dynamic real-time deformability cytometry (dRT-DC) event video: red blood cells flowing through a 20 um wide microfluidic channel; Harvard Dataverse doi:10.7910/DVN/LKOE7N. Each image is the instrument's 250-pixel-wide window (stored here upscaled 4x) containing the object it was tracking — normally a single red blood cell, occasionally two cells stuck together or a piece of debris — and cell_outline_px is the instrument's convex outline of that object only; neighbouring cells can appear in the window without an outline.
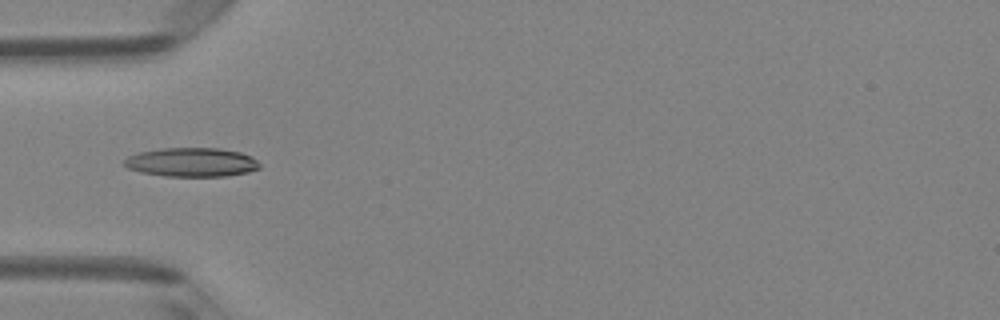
{"species": "Egyptian fruit bat (a non-hibernating species)", "species_latin": "Rousettus aegyptiacus", "temperature_condition": "room temperature", "stored_images_in_passage": 34, "camera_frame_rate_fps": 3000, "um_per_image_px": 0.085, "animal": {"sex": "female"}, "frame": {"image": 1, "passage_image": 1, "time_ms": 0.0, "image_size_px": [1000, 320], "cell_outline_px": [[260, 168], [248, 172], [228, 176], [164, 176], [140, 172], [128, 168], [124, 164], [124, 160], [128, 156], [140, 152], [164, 148], [220, 148], [240, 152], [252, 156], [260, 164]], "centroid_in_image_um": [16.31, 13.79], "position_along_channel_um": 68.7, "area_um2": 22.89}}
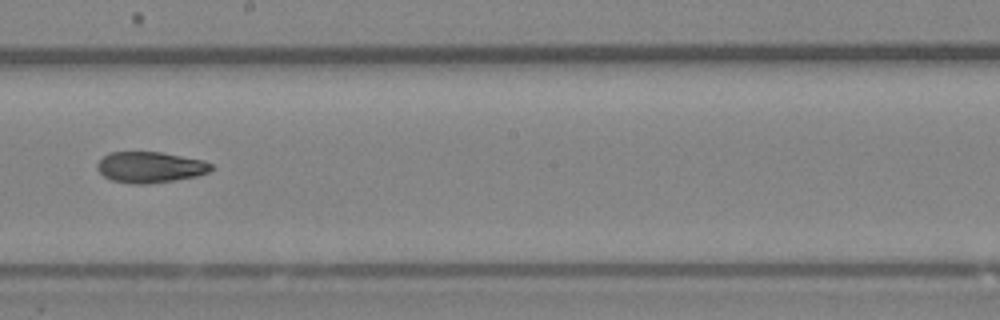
{"frame": {"image": 2, "passage_image": 13, "time_ms": 4.0, "image_size_px": [1000, 320], "cell_outline_px": [[212, 168], [208, 172], [196, 176], [148, 184], [132, 184], [112, 180], [104, 176], [96, 168], [96, 164], [108, 152], [160, 152], [204, 160], [212, 164]], "centroid_in_image_um": [12.74, 14.21], "position_along_channel_um": 235.5, "area_um2": 20.46}}
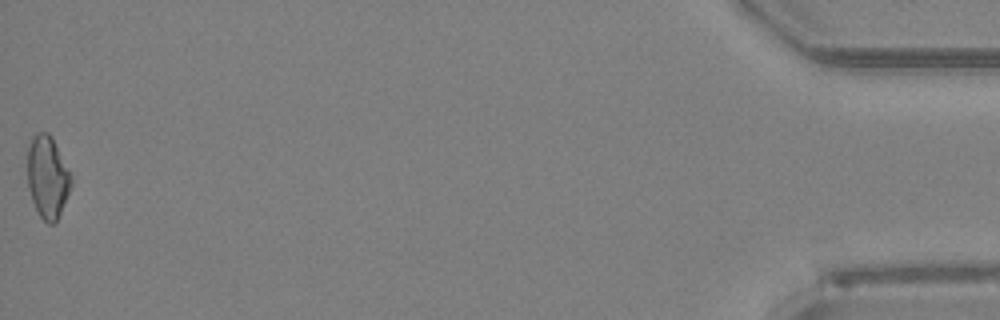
{"frame": {"image": 3, "passage_image": 34, "time_ms": 11.0, "image_size_px": [1000, 320], "cell_outline_px": [[72, 184], [56, 224], [48, 224], [40, 216], [32, 200], [28, 188], [28, 148], [32, 136], [36, 132], [48, 132], [52, 136], [72, 176]], "centroid_in_image_um": [4.05, 15.04], "position_along_channel_um": 431.2, "area_um2": 21.04}, "authors_computed_cell_mechanics": {"area_um2": 20.6346, "velocity_mm_per_s": 4.1811, "shape_relaxation_time_tau1_ms": null, "shape_relaxation_time_tau2_ms": 5.6659, "deformation_change_tau1": null, "deformation_change_tau2": 0.1338}}